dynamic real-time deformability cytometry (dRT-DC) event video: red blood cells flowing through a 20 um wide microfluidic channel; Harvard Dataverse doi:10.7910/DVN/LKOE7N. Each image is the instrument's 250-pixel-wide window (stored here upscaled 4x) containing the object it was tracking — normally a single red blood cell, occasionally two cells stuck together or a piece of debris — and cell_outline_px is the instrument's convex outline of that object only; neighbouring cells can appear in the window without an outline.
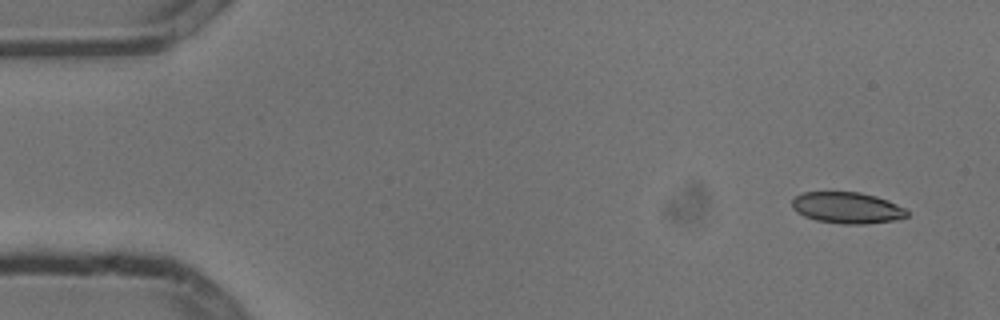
{"species": "common noctule bat (a hibernating species)", "species_latin": "Nyctalus noctula", "temperature_condition": "cold", "stored_images_in_passage": 6, "camera_frame_rate_fps": 3000, "um_per_image_px": 0.085, "animal": {"sex": "male", "body_mass_g": 13.3}, "frame": {"image": 1, "passage_image": 1, "time_ms": 0.0, "image_size_px": [1000, 320], "cell_outline_px": [[908, 216], [892, 220], [864, 224], [840, 224], [816, 220], [804, 216], [796, 212], [792, 208], [792, 200], [796, 196], [804, 192], [860, 192], [876, 196], [888, 200], [904, 208], [908, 212]], "centroid_in_image_um": [71.98, 17.66], "position_along_channel_um": 13.0, "area_um2": 20.92}}
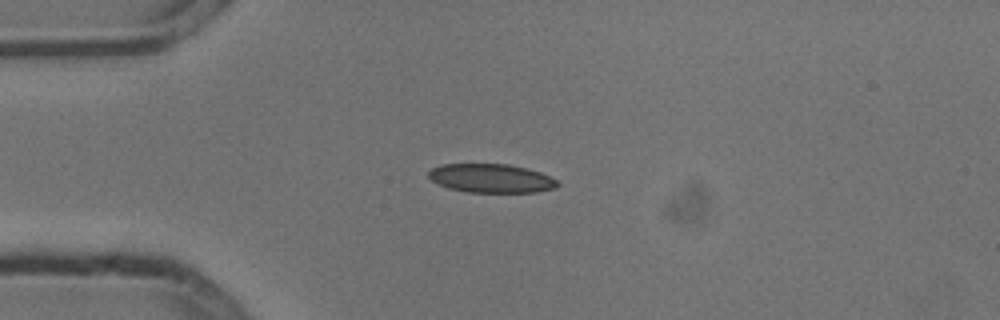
{"frame": {"image": 2, "passage_image": 4, "time_ms": 1.0, "image_size_px": [1000, 320], "cell_outline_px": [[560, 184], [556, 188], [536, 192], [468, 192], [448, 188], [432, 180], [428, 176], [428, 172], [432, 168], [440, 164], [508, 164], [528, 168], [540, 172], [556, 180]], "centroid_in_image_um": [41.76, 15.15], "position_along_channel_um": 43.2, "area_um2": 21.62}}
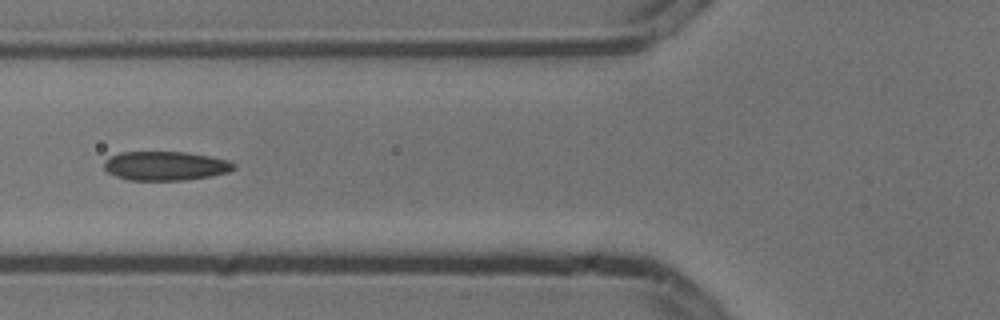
{"frame": {"image": 3, "passage_image": 6, "time_ms": 1.667, "image_size_px": [1000, 320], "cell_outline_px": [[236, 168], [228, 172], [212, 176], [184, 180], [128, 180], [116, 176], [108, 172], [104, 168], [104, 160], [120, 152], [188, 152], [212, 156], [228, 160], [236, 164]], "centroid_in_image_um": [14.1, 14.09], "position_along_channel_um": 111.7, "area_um2": 22.14}}